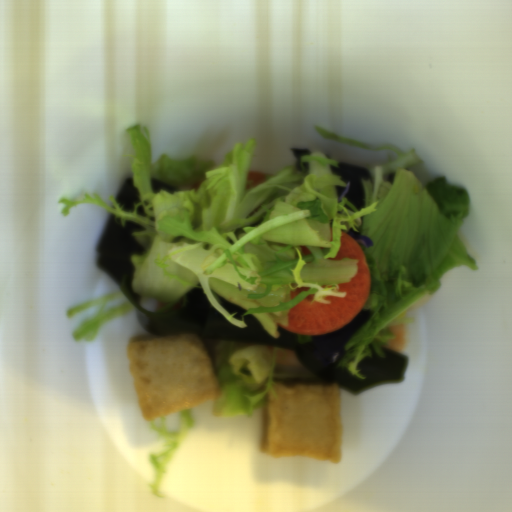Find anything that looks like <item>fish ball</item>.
Masks as SVG:
<instances>
[{"instance_id":"obj_1","label":"fish ball","mask_w":512,"mask_h":512,"mask_svg":"<svg viewBox=\"0 0 512 512\" xmlns=\"http://www.w3.org/2000/svg\"><path fill=\"white\" fill-rule=\"evenodd\" d=\"M132 387L145 422L217 400L222 386L202 336H132L125 346Z\"/></svg>"},{"instance_id":"obj_2","label":"fish ball","mask_w":512,"mask_h":512,"mask_svg":"<svg viewBox=\"0 0 512 512\" xmlns=\"http://www.w3.org/2000/svg\"><path fill=\"white\" fill-rule=\"evenodd\" d=\"M273 397L260 410L259 453L339 464L343 443V389L325 379H272Z\"/></svg>"}]
</instances>
